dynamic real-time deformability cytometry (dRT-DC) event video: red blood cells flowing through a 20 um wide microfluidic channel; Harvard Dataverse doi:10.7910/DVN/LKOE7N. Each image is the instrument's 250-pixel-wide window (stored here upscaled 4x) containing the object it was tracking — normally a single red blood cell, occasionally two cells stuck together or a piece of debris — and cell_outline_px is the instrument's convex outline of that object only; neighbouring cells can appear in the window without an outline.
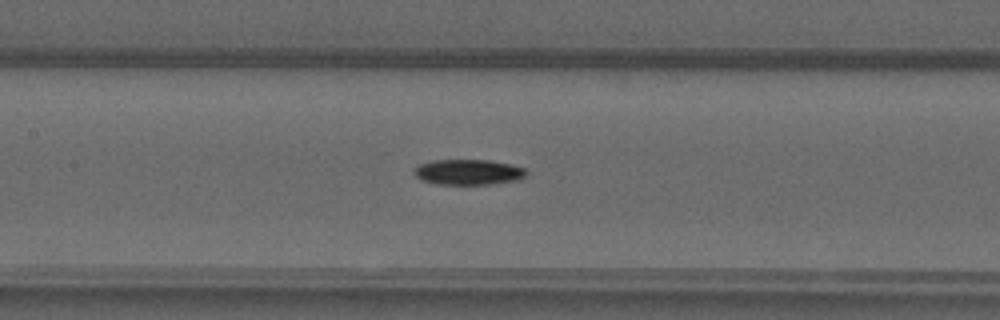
{"species": "common noctule bat (a hibernating species)", "species_latin": "Nyctalus noctula", "temperature_condition": "warm", "stored_images_in_passage": 38, "camera_frame_rate_fps": 3000, "um_per_image_px": 0.085, "animal": {"sex": "male", "forearm_length_mm": 52.5}, "frame": {"image": 1, "passage_image": 18, "time_ms": 5.667, "image_size_px": [1000, 320], "cell_outline_px": [[528, 172], [524, 176], [516, 180], [492, 184], [436, 184], [420, 180], [412, 172], [420, 164], [432, 160], [488, 160], [528, 168]], "centroid_in_image_um": [39.8, 14.63], "position_along_channel_um": 167.6, "area_um2": 16.65}}
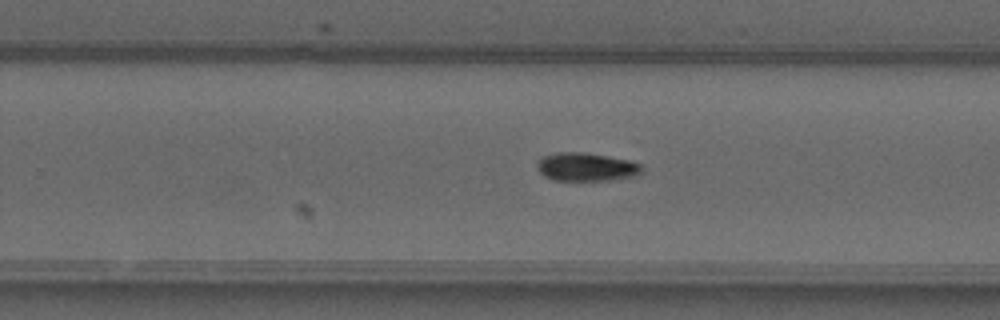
{"frame": {"image": 2, "passage_image": 26, "time_ms": 8.333, "image_size_px": [1000, 320], "cell_outline_px": [[644, 168], [636, 176], [612, 180], [552, 180], [544, 176], [536, 168], [536, 164], [544, 156], [556, 152], [584, 152], [608, 156], [628, 160], [640, 164]], "centroid_in_image_um": [49.83, 14.19], "position_along_channel_um": 280.0, "area_um2": 17.34}}
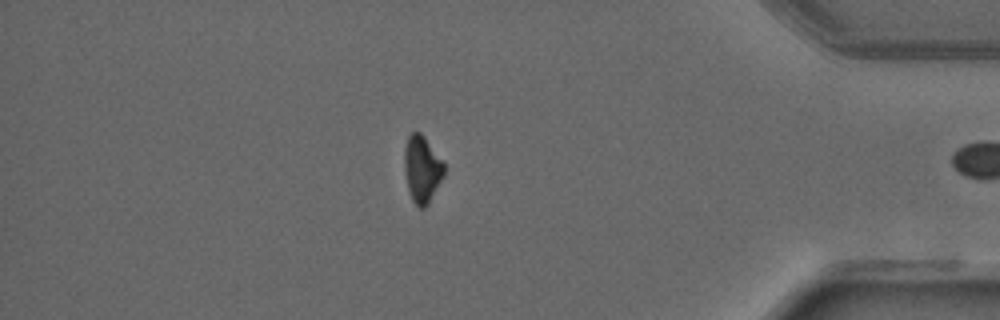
{"frame": {"image": 3, "passage_image": 37, "time_ms": 12.0, "image_size_px": [1000, 320], "cell_outline_px": [[444, 176], [428, 204], [424, 208], [420, 208], [412, 200], [408, 188], [404, 168], [404, 148], [408, 136], [412, 132], [420, 132], [424, 136], [444, 160]], "centroid_in_image_um": [35.89, 14.35], "position_along_channel_um": 399.3, "area_um2": 15.61}}